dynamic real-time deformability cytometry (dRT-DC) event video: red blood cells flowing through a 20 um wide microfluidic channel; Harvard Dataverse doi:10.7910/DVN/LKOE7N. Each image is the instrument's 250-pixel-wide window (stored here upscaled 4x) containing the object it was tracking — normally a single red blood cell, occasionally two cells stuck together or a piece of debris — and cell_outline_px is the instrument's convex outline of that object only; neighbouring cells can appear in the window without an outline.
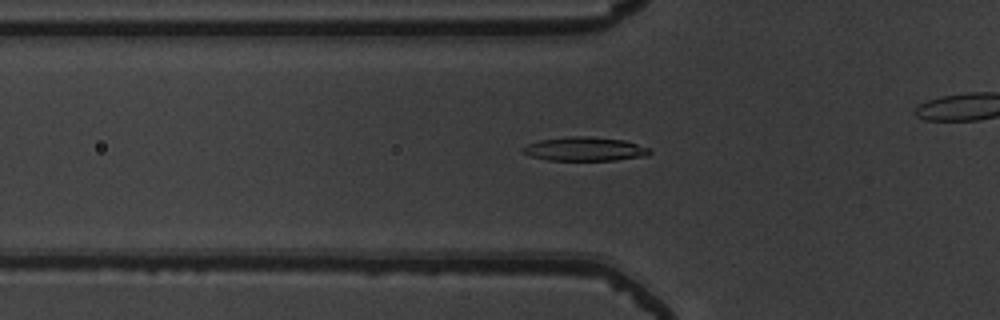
{"species": "common noctule bat (a hibernating species)", "species_latin": "Nyctalus noctula", "temperature_condition": "warm", "stored_images_in_passage": 41, "camera_frame_rate_fps": 3000, "um_per_image_px": 0.085, "animal": {"sex": "male", "body_mass_g": 19.5, "forearm_length_mm": 54.6}, "frame": {"image": 1, "passage_image": 16, "time_ms": 5.0, "image_size_px": [1000, 320], "cell_outline_px": [[652, 152], [648, 156], [616, 160], [548, 160], [532, 156], [520, 152], [520, 148], [528, 144], [540, 140], [568, 136], [588, 136], [624, 140], [648, 148]], "centroid_in_image_um": [49.69, 12.66], "position_along_channel_um": 76.1, "area_um2": 17.69}}
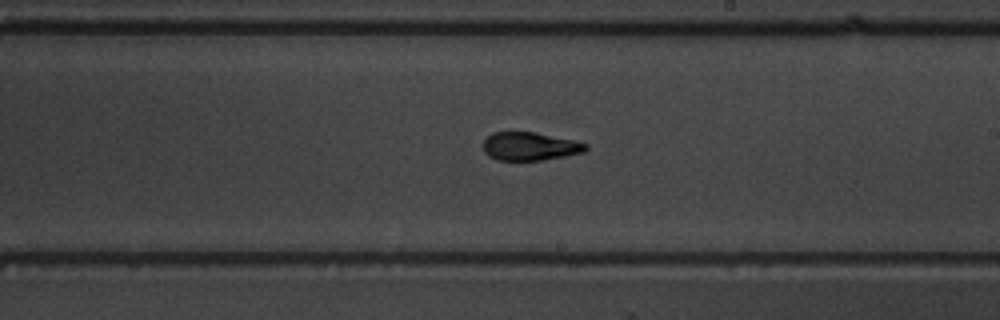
{"frame": {"image": 2, "passage_image": 29, "time_ms": 9.333, "image_size_px": [1000, 320], "cell_outline_px": [[588, 148], [584, 152], [544, 160], [496, 160], [488, 156], [484, 152], [484, 140], [492, 132], [532, 132], [572, 140], [588, 144]], "centroid_in_image_um": [45.02, 12.45], "position_along_channel_um": 244.0, "area_um2": 16.76}}
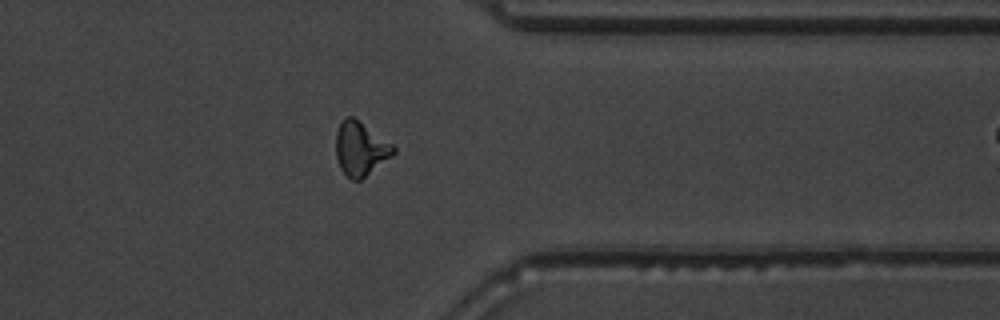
{"frame": {"image": 3, "passage_image": 40, "time_ms": 13.0, "image_size_px": [1000, 320], "cell_outline_px": [[396, 152], [392, 156], [360, 180], [352, 180], [340, 168], [336, 156], [336, 132], [340, 124], [348, 116], [352, 116], [392, 144], [396, 148]], "centroid_in_image_um": [30.64, 12.65], "position_along_channel_um": 380.8, "area_um2": 17.69}}